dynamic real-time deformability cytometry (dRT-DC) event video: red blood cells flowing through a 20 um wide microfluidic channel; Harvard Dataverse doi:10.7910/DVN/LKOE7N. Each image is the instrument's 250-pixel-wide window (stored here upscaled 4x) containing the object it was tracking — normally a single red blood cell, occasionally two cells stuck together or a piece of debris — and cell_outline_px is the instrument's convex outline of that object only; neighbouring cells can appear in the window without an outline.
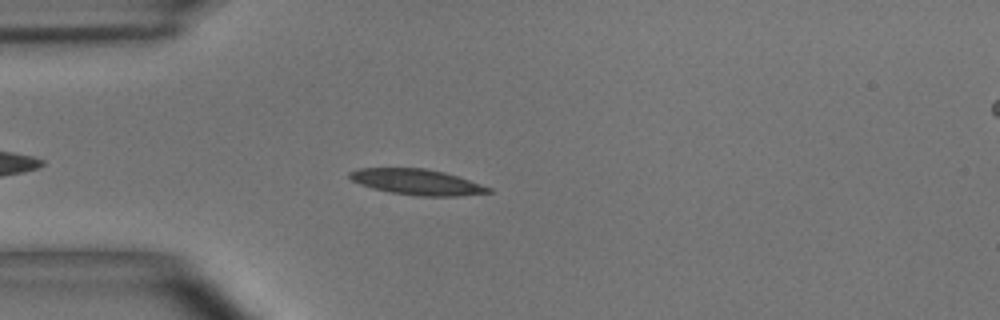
{"species": "common noctule bat (a hibernating species)", "species_latin": "Nyctalus noctula", "temperature_condition": "room temperature", "stored_images_in_passage": 46, "camera_frame_rate_fps": 3000, "um_per_image_px": 0.085, "animal": {"sex": "male", "body_mass_g": 15.6}, "frame": {"image": 1, "passage_image": 6, "time_ms": 1.667, "image_size_px": [1000, 320], "cell_outline_px": [[492, 192], [460, 196], [416, 196], [388, 192], [372, 188], [360, 184], [352, 180], [348, 176], [348, 172], [356, 168], [424, 168], [444, 172], [492, 188]], "centroid_in_image_um": [35.4, 15.47], "position_along_channel_um": 49.6, "area_um2": 20.81}}
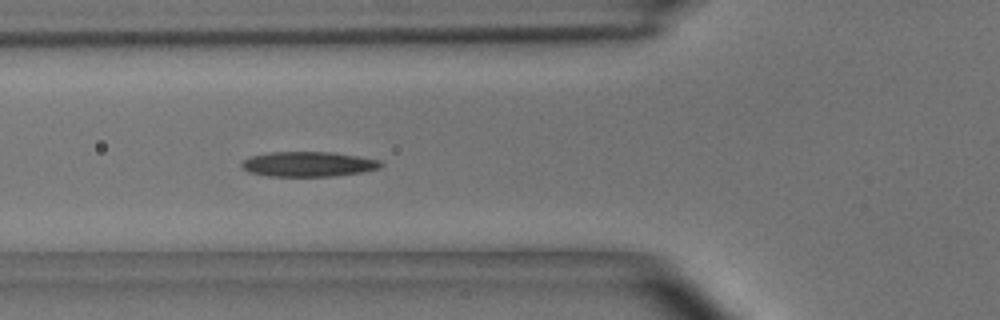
{"frame": {"image": 2, "passage_image": 11, "time_ms": 3.333, "image_size_px": [1000, 320], "cell_outline_px": [[384, 164], [380, 168], [364, 172], [332, 176], [268, 176], [248, 172], [240, 164], [248, 156], [268, 152], [332, 152], [360, 156], [380, 160]], "centroid_in_image_um": [26.22, 13.94], "position_along_channel_um": 99.6, "area_um2": 20.46}}
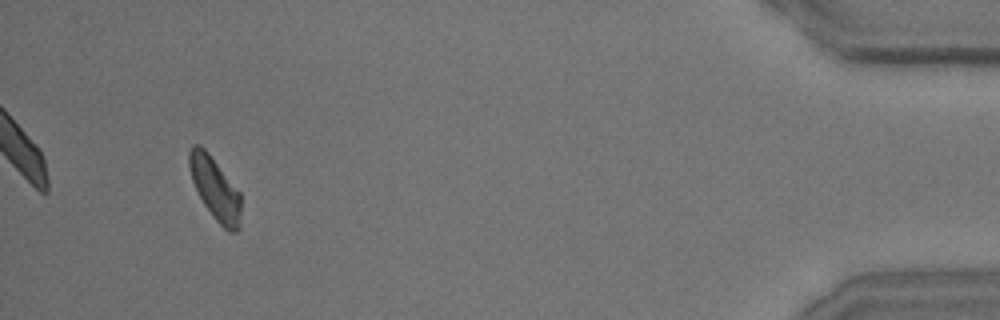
{"frame": {"image": 3, "passage_image": 43, "time_ms": 14.0, "image_size_px": [1000, 320], "cell_outline_px": [[240, 228], [236, 232], [228, 232], [216, 220], [204, 204], [192, 180], [188, 164], [188, 152], [192, 144], [200, 144], [208, 152], [240, 192]], "centroid_in_image_um": [18.27, 16.01], "position_along_channel_um": 416.9, "area_um2": 18.73}, "authors_computed_cell_mechanics": {"area_um2": 19.7676, "velocity_mm_per_s": 3.6366, "shape_relaxation_time_tau1_ms": 5.7166, "shape_relaxation_time_tau2_ms": null, "deformation_change_tau1": 0.1304, "deformation_change_tau2": null}}